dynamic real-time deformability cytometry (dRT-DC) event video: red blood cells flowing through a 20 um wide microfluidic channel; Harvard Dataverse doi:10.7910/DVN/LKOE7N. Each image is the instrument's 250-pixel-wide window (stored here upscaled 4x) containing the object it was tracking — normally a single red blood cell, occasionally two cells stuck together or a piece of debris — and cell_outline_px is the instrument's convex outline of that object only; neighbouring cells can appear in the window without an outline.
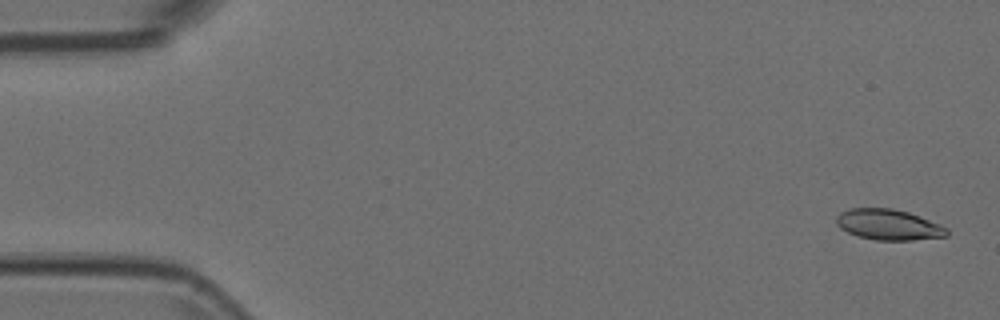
{"species": "Egyptian fruit bat (a non-hibernating species)", "species_latin": "Rousettus aegyptiacus", "temperature_condition": "room temperature", "stored_images_in_passage": 54, "camera_frame_rate_fps": 3000, "um_per_image_px": 0.085, "animal": {"sex": "female"}, "frame": {"image": 1, "passage_image": 2, "time_ms": 0.333, "image_size_px": [1000, 320], "cell_outline_px": [[948, 236], [912, 240], [876, 240], [860, 236], [848, 232], [840, 228], [836, 224], [836, 216], [840, 212], [848, 208], [892, 208], [908, 212], [920, 216], [940, 224], [948, 228]], "centroid_in_image_um": [75.53, 19.09], "position_along_channel_um": 9.5, "area_um2": 19.83}}
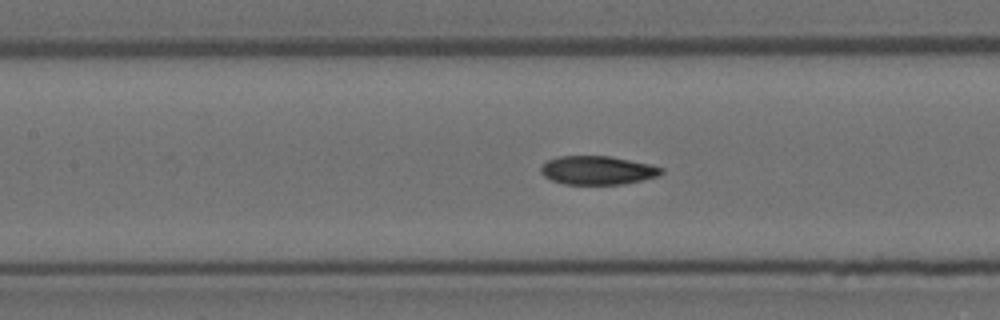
{"frame": {"image": 2, "passage_image": 24, "time_ms": 7.667, "image_size_px": [1000, 320], "cell_outline_px": [[664, 172], [660, 176], [624, 184], [564, 184], [552, 180], [544, 176], [540, 172], [540, 168], [548, 160], [560, 156], [612, 156], [648, 164], [664, 168]], "centroid_in_image_um": [50.82, 14.47], "position_along_channel_um": 156.6, "area_um2": 20.11}}
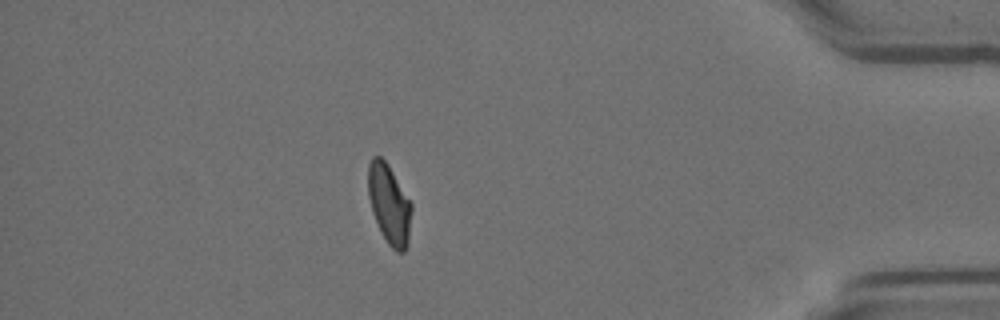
{"frame": {"image": 3, "passage_image": 47, "time_ms": 15.333, "image_size_px": [1000, 320], "cell_outline_px": [[412, 208], [408, 244], [404, 252], [396, 252], [388, 244], [372, 212], [368, 196], [368, 164], [372, 156], [380, 156], [388, 164], [412, 204]], "centroid_in_image_um": [33.08, 17.34], "position_along_channel_um": 402.1, "area_um2": 20.06}}